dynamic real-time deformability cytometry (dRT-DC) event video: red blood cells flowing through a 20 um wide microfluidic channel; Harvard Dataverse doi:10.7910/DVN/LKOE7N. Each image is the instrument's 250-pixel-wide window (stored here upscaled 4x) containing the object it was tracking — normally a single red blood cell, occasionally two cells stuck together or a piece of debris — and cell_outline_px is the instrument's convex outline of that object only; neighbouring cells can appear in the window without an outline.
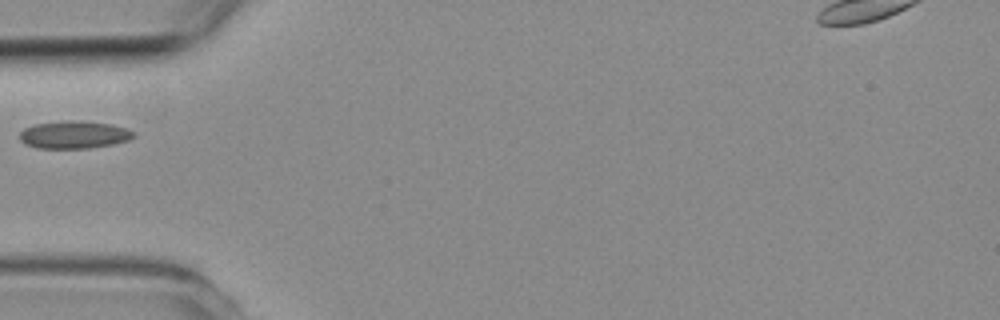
{"species": "common noctule bat (a hibernating species)", "species_latin": "Nyctalus noctula", "temperature_condition": "room temperature", "stored_images_in_passage": 1, "camera_frame_rate_fps": 3000, "um_per_image_px": 0.085, "animal": {"sex": "female", "body_mass_g": 19.3, "forearm_length_mm": 54.1}, "frame": {"image": 1, "passage_image": 1, "time_ms": 0.0, "image_size_px": [1000, 320], "cell_outline_px": [[136, 136], [128, 140], [112, 144], [88, 148], [36, 148], [20, 140], [20, 132], [24, 128], [32, 124], [64, 120], [80, 120], [112, 124], [128, 128], [136, 132]], "centroid_in_image_um": [6.32, 11.43], "position_along_channel_um": 78.7, "area_um2": 18.55}}